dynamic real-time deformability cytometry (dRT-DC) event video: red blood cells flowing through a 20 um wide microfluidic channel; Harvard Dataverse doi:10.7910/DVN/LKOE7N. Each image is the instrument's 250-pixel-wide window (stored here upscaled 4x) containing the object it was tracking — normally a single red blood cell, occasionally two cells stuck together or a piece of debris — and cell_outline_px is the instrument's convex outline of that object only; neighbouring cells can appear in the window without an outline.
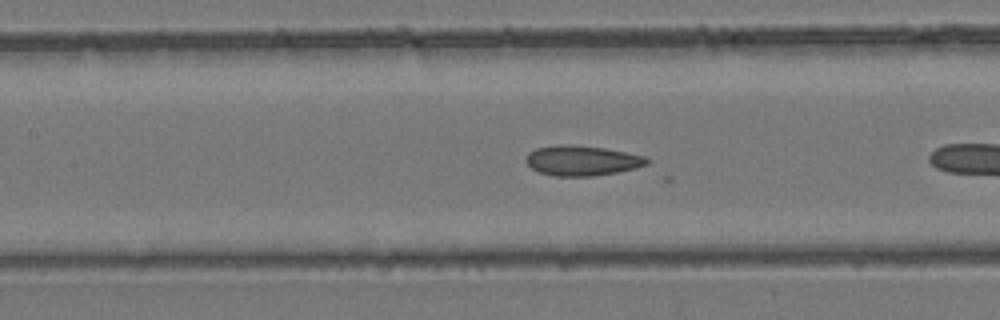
{"species": "common noctule bat (a hibernating species)", "species_latin": "Nyctalus noctula", "temperature_condition": "room temperature", "stored_images_in_passage": 13, "camera_frame_rate_fps": 3000, "um_per_image_px": 0.085, "animal": {"sex": "female", "body_mass_g": 24.6, "forearm_length_mm": 56.2}, "frame": {"image": 1, "passage_image": 7, "time_ms": 2.0, "image_size_px": [1000, 320], "cell_outline_px": [[652, 160], [648, 164], [636, 168], [616, 172], [592, 176], [552, 176], [540, 172], [532, 168], [524, 160], [528, 152], [536, 148], [560, 144], [572, 144], [604, 148], [644, 156]], "centroid_in_image_um": [49.46, 13.64], "position_along_channel_um": 157.9, "area_um2": 21.27}}
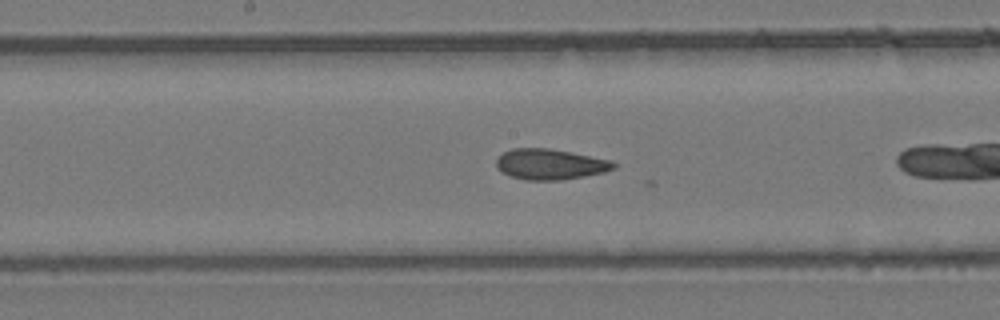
{"frame": {"image": 2, "passage_image": 10, "time_ms": 3.0, "image_size_px": [1000, 320], "cell_outline_px": [[616, 168], [604, 172], [584, 176], [560, 180], [524, 180], [500, 172], [496, 168], [496, 160], [504, 152], [512, 148], [548, 148], [572, 152], [612, 160], [616, 164]], "centroid_in_image_um": [46.76, 13.96], "position_along_channel_um": 201.4, "area_um2": 21.04}}